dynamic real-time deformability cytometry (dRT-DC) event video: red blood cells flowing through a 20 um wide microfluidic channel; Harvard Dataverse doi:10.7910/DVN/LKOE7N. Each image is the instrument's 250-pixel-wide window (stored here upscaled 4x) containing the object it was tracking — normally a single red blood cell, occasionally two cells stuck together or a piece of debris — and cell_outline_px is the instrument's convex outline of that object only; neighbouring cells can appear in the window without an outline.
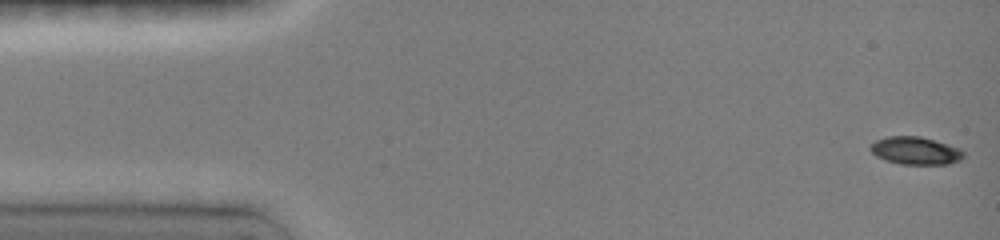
{"species": "common noctule bat (a hibernating species)", "species_latin": "Nyctalus noctula", "temperature_condition": "room temperature", "stored_images_in_passage": 24, "camera_frame_rate_fps": 3000, "um_per_image_px": 0.085, "animal": {"sex": "female", "body_mass_g": 19.0, "forearm_length_mm": 51.5}, "frame": {"image": 1, "passage_image": 1, "time_ms": 0.0, "image_size_px": [1000, 240], "cell_outline_px": [[964, 156], [960, 160], [948, 164], [900, 164], [884, 160], [876, 156], [868, 148], [876, 140], [888, 136], [920, 136], [960, 148], [964, 152]], "centroid_in_image_um": [77.8, 12.81], "position_along_channel_um": 7.2, "area_um2": 15.03}}
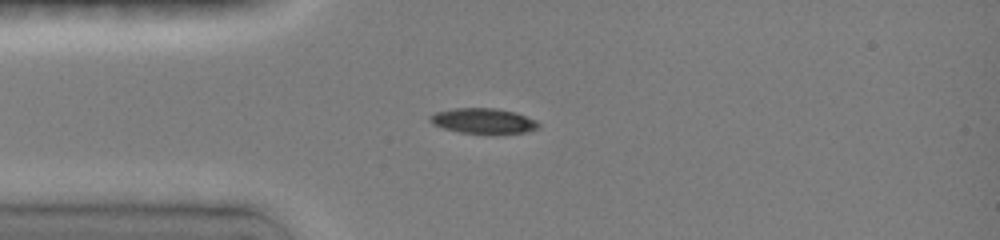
{"frame": {"image": 2, "passage_image": 12, "time_ms": 3.667, "image_size_px": [1000, 240], "cell_outline_px": [[540, 128], [528, 132], [460, 132], [444, 128], [432, 124], [428, 120], [428, 116], [436, 112], [456, 108], [496, 108], [516, 112], [536, 120], [540, 124]], "centroid_in_image_um": [41.08, 10.25], "position_along_channel_um": 43.9, "area_um2": 15.72}}
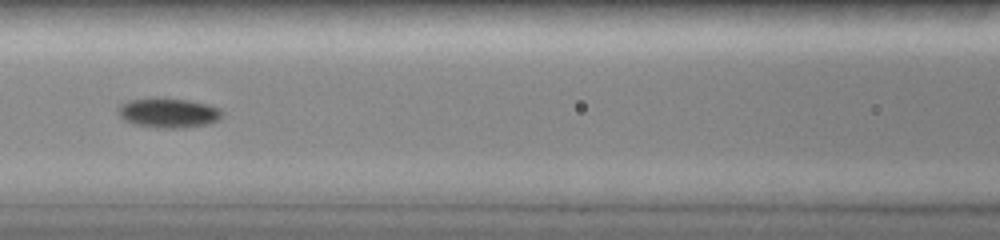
{"frame": {"image": 3, "passage_image": 21, "time_ms": 6.667, "image_size_px": [1000, 240], "cell_outline_px": [[224, 116], [208, 124], [184, 128], [156, 128], [136, 124], [124, 120], [120, 116], [116, 108], [120, 104], [128, 100], [188, 100], [208, 104], [220, 108], [224, 112]], "centroid_in_image_um": [14.35, 9.63], "position_along_channel_um": 152.2, "area_um2": 17.63}}